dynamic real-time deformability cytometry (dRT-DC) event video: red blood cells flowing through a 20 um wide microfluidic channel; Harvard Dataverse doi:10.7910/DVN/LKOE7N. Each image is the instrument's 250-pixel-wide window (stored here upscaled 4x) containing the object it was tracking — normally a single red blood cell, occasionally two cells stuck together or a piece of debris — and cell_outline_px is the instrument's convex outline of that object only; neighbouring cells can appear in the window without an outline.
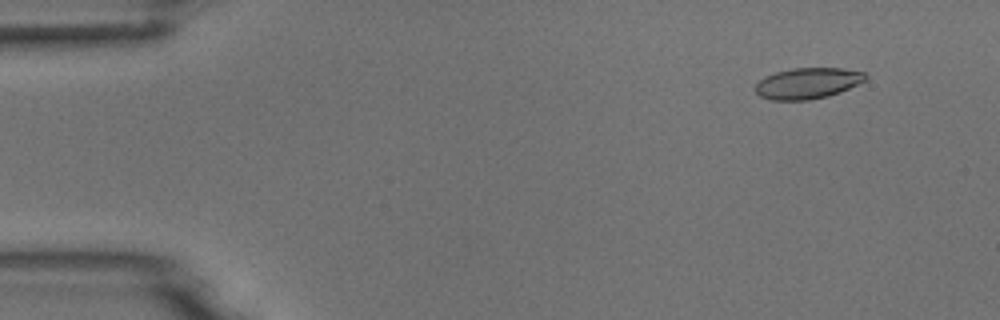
{"species": "common noctule bat (a hibernating species)", "species_latin": "Nyctalus noctula", "temperature_condition": "room temperature", "stored_images_in_passage": 4, "camera_frame_rate_fps": 3000, "um_per_image_px": 0.085, "animal": {"sex": "male", "body_mass_g": 18.8}, "frame": {"image": 1, "passage_image": 1, "time_ms": 0.0, "image_size_px": [1000, 320], "cell_outline_px": [[868, 76], [864, 80], [840, 92], [828, 96], [808, 100], [772, 100], [760, 96], [756, 92], [756, 84], [764, 76], [776, 72], [792, 68], [844, 68], [864, 72]], "centroid_in_image_um": [68.64, 7.07], "position_along_channel_um": 16.4, "area_um2": 19.77}}
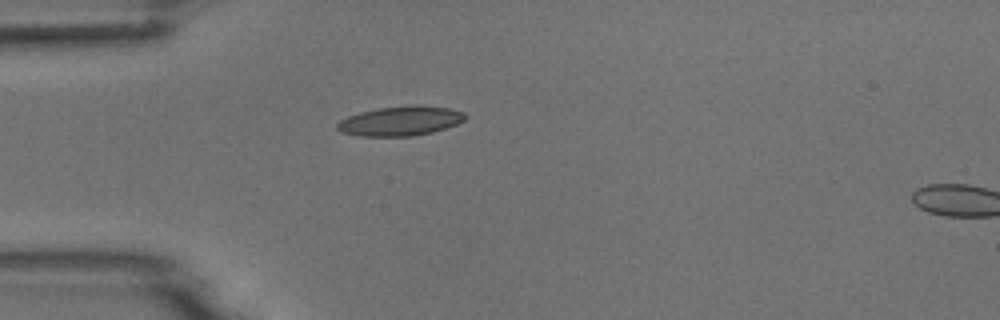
{"frame": {"image": 2, "passage_image": 3, "time_ms": 3.333, "image_size_px": [1000, 320], "cell_outline_px": [[468, 116], [464, 120], [456, 124], [432, 132], [412, 136], [360, 136], [340, 132], [336, 128], [336, 124], [340, 120], [348, 116], [360, 112], [380, 108], [412, 104], [420, 104], [448, 108], [464, 112]], "centroid_in_image_um": [34.03, 10.27], "position_along_channel_um": 51.0, "area_um2": 22.14}}